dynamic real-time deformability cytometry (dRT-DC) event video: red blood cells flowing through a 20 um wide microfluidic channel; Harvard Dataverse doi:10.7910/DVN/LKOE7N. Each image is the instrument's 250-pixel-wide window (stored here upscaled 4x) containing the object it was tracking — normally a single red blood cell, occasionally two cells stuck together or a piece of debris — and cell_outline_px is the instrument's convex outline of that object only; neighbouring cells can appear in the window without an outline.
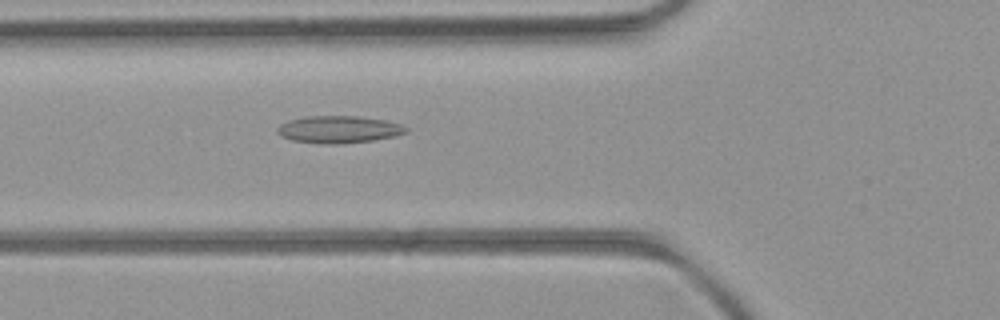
{"species": "common noctule bat (a hibernating species)", "species_latin": "Nyctalus noctula", "temperature_condition": "room temperature", "stored_images_in_passage": 36, "camera_frame_rate_fps": 3000, "um_per_image_px": 0.085, "animal": {"sex": "female", "body_mass_g": 21.9}, "frame": {"image": 1, "passage_image": 4, "time_ms": 1.0, "image_size_px": [1000, 320], "cell_outline_px": [[408, 132], [396, 136], [372, 140], [336, 144], [324, 144], [292, 140], [280, 136], [276, 132], [276, 128], [280, 124], [288, 120], [304, 116], [356, 116], [384, 120], [400, 124], [408, 128]], "centroid_in_image_um": [28.76, 11.0], "position_along_channel_um": 97.0, "area_um2": 20.46}}
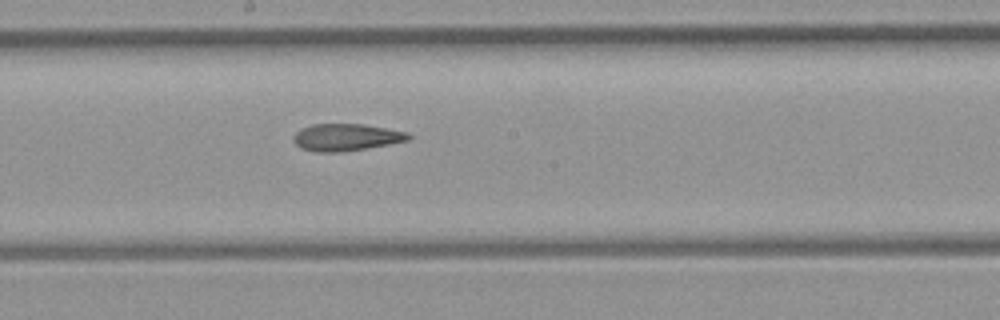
{"frame": {"image": 2, "passage_image": 13, "time_ms": 4.0, "image_size_px": [1000, 320], "cell_outline_px": [[412, 136], [408, 140], [388, 144], [340, 152], [316, 152], [300, 148], [292, 140], [296, 132], [312, 124], [360, 124], [408, 132]], "centroid_in_image_um": [29.39, 11.67], "position_along_channel_um": 218.8, "area_um2": 17.86}}
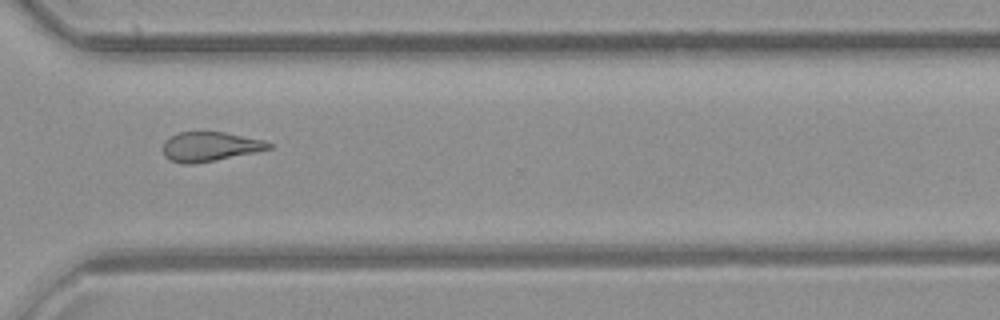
{"frame": {"image": 3, "passage_image": 23, "time_ms": 7.333, "image_size_px": [1000, 320], "cell_outline_px": [[272, 148], [216, 160], [192, 164], [184, 164], [168, 160], [164, 156], [164, 144], [172, 136], [180, 132], [224, 132], [264, 140], [272, 144]], "centroid_in_image_um": [17.85, 12.47], "position_along_channel_um": 352.8, "area_um2": 17.86}}